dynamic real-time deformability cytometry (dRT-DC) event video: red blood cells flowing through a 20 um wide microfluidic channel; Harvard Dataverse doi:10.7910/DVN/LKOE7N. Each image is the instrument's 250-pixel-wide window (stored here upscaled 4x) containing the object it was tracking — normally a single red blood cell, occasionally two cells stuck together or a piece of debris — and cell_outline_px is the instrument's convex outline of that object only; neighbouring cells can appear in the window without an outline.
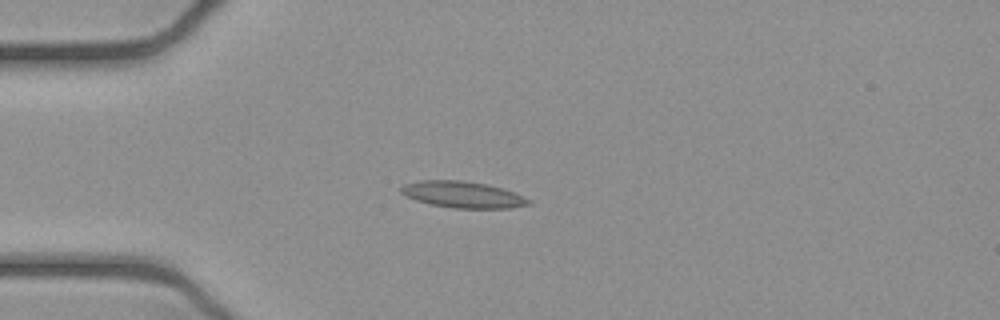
{"species": "common noctule bat (a hibernating species)", "species_latin": "Nyctalus noctula", "temperature_condition": "cold", "stored_images_in_passage": 40, "camera_frame_rate_fps": 3000, "um_per_image_px": 0.085, "animal": {"sex": "female", "body_mass_g": 21.9}, "frame": {"image": 1, "passage_image": 1, "time_ms": 0.0, "image_size_px": [1000, 320], "cell_outline_px": [[532, 204], [512, 208], [452, 208], [432, 204], [416, 200], [400, 192], [400, 188], [404, 184], [420, 180], [460, 180], [484, 184], [500, 188], [512, 192], [532, 200]], "centroid_in_image_um": [39.34, 16.54], "position_along_channel_um": 45.7, "area_um2": 19.42}}
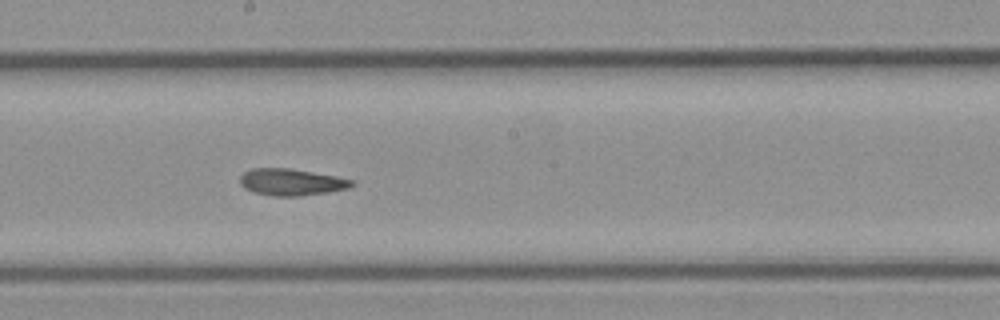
{"frame": {"image": 2, "passage_image": 16, "time_ms": 5.0, "image_size_px": [1000, 320], "cell_outline_px": [[356, 184], [348, 188], [328, 192], [300, 196], [272, 196], [256, 192], [244, 188], [240, 184], [240, 176], [244, 172], [252, 168], [288, 168], [336, 176], [356, 180]], "centroid_in_image_um": [24.79, 15.48], "position_along_channel_um": 223.4, "area_um2": 17.46}}
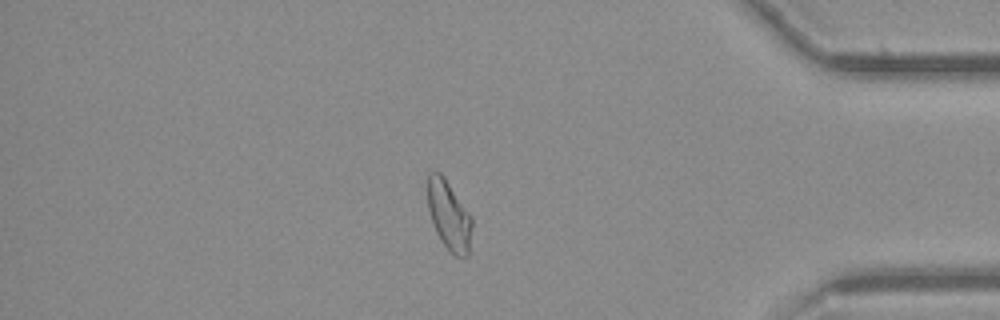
{"frame": {"image": 3, "passage_image": 32, "time_ms": 10.333, "image_size_px": [1000, 320], "cell_outline_px": [[472, 228], [468, 256], [456, 256], [448, 252], [440, 240], [436, 232], [428, 208], [428, 172], [440, 172], [444, 176], [472, 216]], "centroid_in_image_um": [38.17, 18.32], "position_along_channel_um": 397.0, "area_um2": 18.03}, "authors_computed_cell_mechanics": {"area_um2": 18.1203, "velocity_mm_per_s": 3.8875, "shape_relaxation_time_tau1_ms": null, "shape_relaxation_time_tau2_ms": 4.6299, "deformation_change_tau1": null, "deformation_change_tau2": 0.119}}